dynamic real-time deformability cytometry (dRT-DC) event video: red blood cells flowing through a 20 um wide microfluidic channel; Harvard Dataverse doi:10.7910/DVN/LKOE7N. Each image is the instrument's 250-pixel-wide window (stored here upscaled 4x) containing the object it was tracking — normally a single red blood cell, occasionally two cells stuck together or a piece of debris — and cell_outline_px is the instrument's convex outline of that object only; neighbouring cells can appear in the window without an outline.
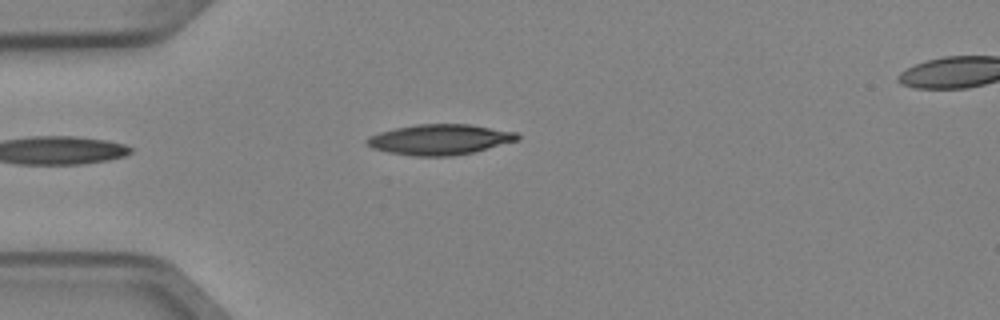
{"species": "Egyptian fruit bat (a non-hibernating species)", "species_latin": "Rousettus aegyptiacus", "temperature_condition": "cold", "stored_images_in_passage": 5, "camera_frame_rate_fps": 3000, "um_per_image_px": 0.085, "animal": {"sex": "female"}, "frame": {"image": 1, "passage_image": 4, "time_ms": 1.0, "image_size_px": [1000, 320], "cell_outline_px": [[520, 140], [472, 152], [452, 156], [416, 156], [388, 152], [372, 148], [364, 140], [368, 136], [380, 132], [396, 128], [416, 124], [468, 124], [516, 132], [520, 136]], "centroid_in_image_um": [37.38, 11.86], "position_along_channel_um": 47.6, "area_um2": 26.59}}